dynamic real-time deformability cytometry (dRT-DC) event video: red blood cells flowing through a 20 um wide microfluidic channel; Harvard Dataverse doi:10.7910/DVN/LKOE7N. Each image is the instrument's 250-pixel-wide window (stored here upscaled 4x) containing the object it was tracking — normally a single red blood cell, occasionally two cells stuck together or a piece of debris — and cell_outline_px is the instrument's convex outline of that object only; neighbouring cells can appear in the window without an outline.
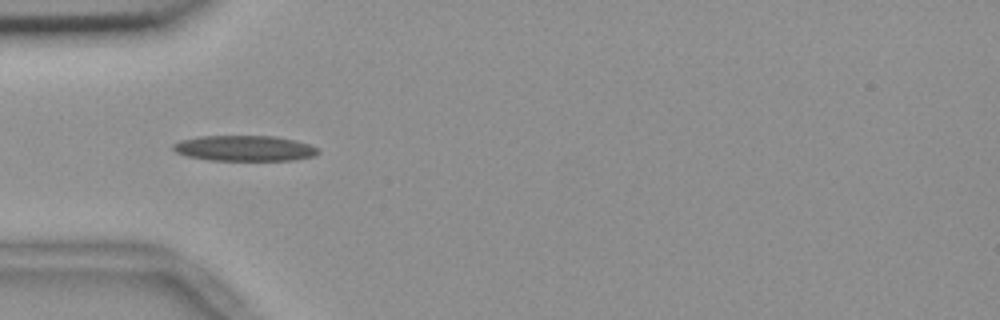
{"species": "common noctule bat (a hibernating species)", "species_latin": "Nyctalus noctula", "temperature_condition": "room temperature", "stored_images_in_passage": 5, "camera_frame_rate_fps": 3000, "um_per_image_px": 0.085, "animal": {"sex": "female", "body_mass_g": 18.4}, "frame": {"image": 1, "passage_image": 1, "time_ms": 0.0, "image_size_px": [1000, 320], "cell_outline_px": [[320, 152], [316, 156], [292, 160], [208, 160], [188, 156], [176, 152], [172, 148], [172, 144], [180, 140], [200, 136], [276, 136], [296, 140], [320, 148]], "centroid_in_image_um": [20.81, 12.6], "position_along_channel_um": 64.2, "area_um2": 21.73}}
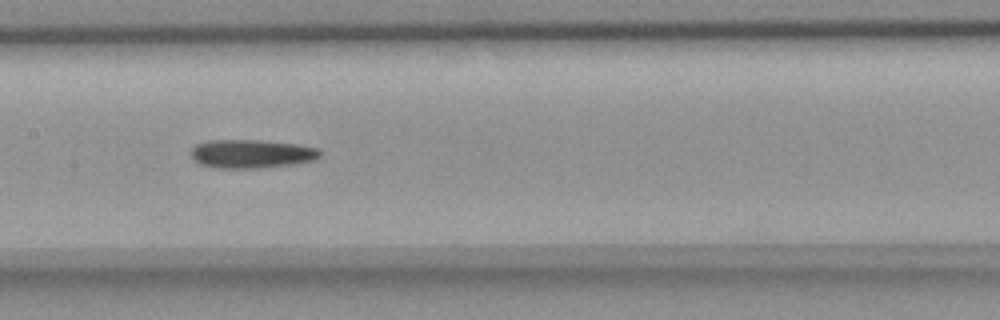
{"frame": {"image": 2, "passage_image": 4, "time_ms": 1.0, "image_size_px": [1000, 320], "cell_outline_px": [[320, 156], [316, 160], [296, 164], [260, 168], [216, 168], [200, 164], [192, 156], [192, 148], [196, 144], [208, 140], [256, 140], [296, 144], [320, 148]], "centroid_in_image_um": [21.42, 13.08], "position_along_channel_um": 186.0, "area_um2": 21.56}}
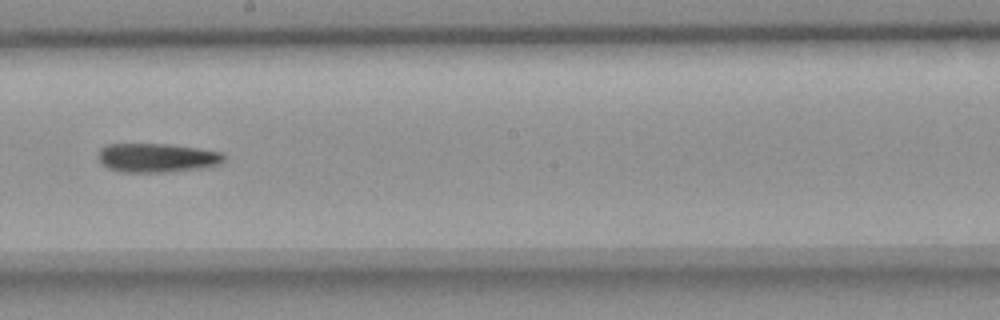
{"frame": {"image": 3, "passage_image": 5, "time_ms": 1.333, "image_size_px": [1000, 320], "cell_outline_px": [[224, 160], [220, 164], [208, 168], [164, 172], [120, 172], [108, 168], [100, 160], [100, 148], [104, 144], [168, 144], [224, 152]], "centroid_in_image_um": [13.39, 13.41], "position_along_channel_um": 234.8, "area_um2": 21.33}}